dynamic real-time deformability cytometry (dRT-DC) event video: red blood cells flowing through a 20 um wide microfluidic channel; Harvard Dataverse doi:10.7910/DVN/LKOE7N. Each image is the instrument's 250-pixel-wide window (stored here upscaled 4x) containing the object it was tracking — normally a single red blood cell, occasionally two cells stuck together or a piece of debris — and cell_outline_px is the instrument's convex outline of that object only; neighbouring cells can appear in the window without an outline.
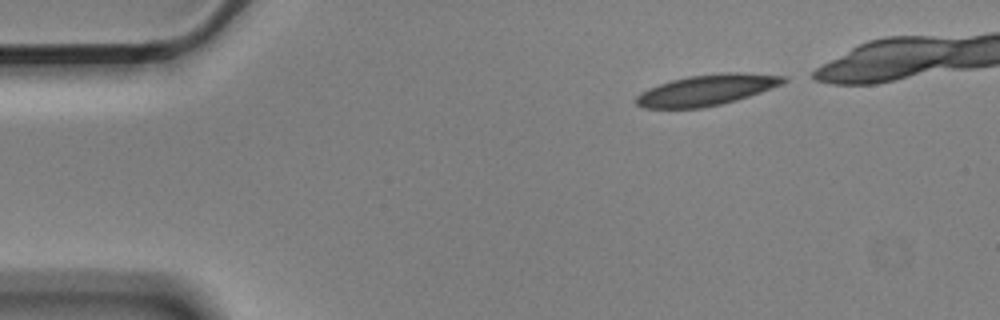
{"species": "Egyptian fruit bat (a non-hibernating species)", "species_latin": "Rousettus aegyptiacus", "temperature_condition": "cold", "stored_images_in_passage": 4, "camera_frame_rate_fps": 3000, "um_per_image_px": 0.085, "animal": {"sex": "male"}, "frame": {"image": 1, "passage_image": 1, "time_ms": 0.0, "image_size_px": [1000, 320], "cell_outline_px": [[788, 80], [780, 84], [760, 92], [736, 100], [720, 104], [700, 108], [644, 108], [636, 104], [636, 96], [640, 92], [648, 88], [672, 80], [688, 76], [720, 72], [744, 72], [788, 76]], "centroid_in_image_um": [60.07, 7.63], "position_along_channel_um": 24.9, "area_um2": 26.41}}